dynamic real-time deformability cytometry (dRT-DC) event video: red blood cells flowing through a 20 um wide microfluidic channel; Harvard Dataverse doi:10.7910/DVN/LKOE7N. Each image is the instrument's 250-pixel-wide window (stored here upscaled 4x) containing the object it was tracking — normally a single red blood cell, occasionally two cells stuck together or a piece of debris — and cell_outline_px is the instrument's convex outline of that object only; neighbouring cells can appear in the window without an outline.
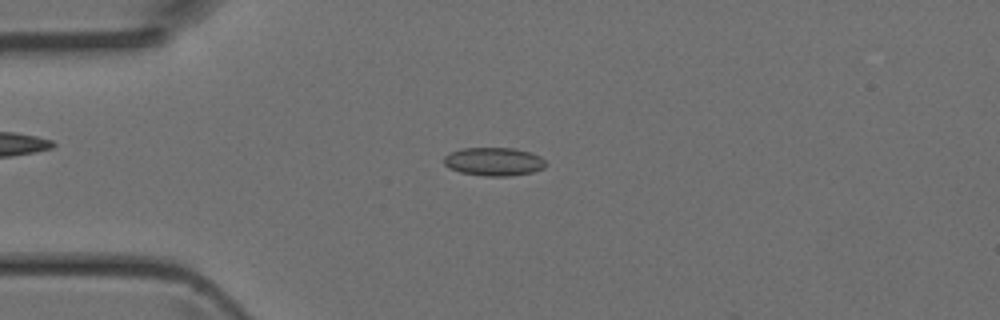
{"species": "Egyptian fruit bat (a non-hibernating species)", "species_latin": "Rousettus aegyptiacus", "temperature_condition": "room temperature", "stored_images_in_passage": 4, "camera_frame_rate_fps": 3000, "um_per_image_px": 0.085, "animal": {"sex": "female"}, "frame": {"image": 1, "passage_image": 3, "time_ms": 0.667, "image_size_px": [1000, 320], "cell_outline_px": [[548, 164], [544, 168], [532, 172], [508, 176], [484, 176], [460, 172], [448, 168], [444, 164], [444, 156], [460, 148], [516, 148], [540, 156]], "centroid_in_image_um": [41.97, 13.74], "position_along_channel_um": 43.0, "area_um2": 16.88}}